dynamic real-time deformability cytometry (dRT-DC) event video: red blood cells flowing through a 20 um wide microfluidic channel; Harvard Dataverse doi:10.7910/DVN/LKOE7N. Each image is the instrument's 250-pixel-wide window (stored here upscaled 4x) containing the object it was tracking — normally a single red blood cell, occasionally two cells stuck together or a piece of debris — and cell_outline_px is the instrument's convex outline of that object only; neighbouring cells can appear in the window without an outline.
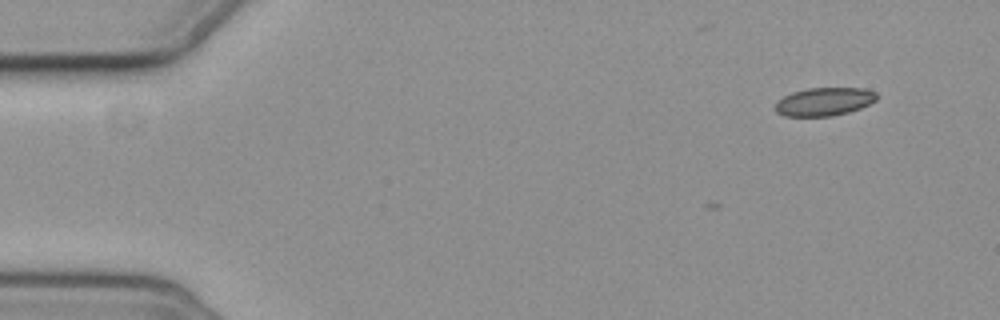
{"species": "common noctule bat (a hibernating species)", "species_latin": "Nyctalus noctula", "temperature_condition": "cold", "stored_images_in_passage": 5, "camera_frame_rate_fps": 3000, "um_per_image_px": 0.085, "animal": {"sex": "female", "body_mass_g": 19.3, "forearm_length_mm": 54.1}, "frame": {"image": 1, "passage_image": 1, "time_ms": 0.0, "image_size_px": [1000, 320], "cell_outline_px": [[880, 96], [876, 100], [860, 108], [848, 112], [832, 116], [784, 116], [776, 112], [776, 104], [784, 96], [792, 92], [808, 88], [864, 88], [876, 92]], "centroid_in_image_um": [70.09, 8.63], "position_along_channel_um": 14.9, "area_um2": 16.65}}
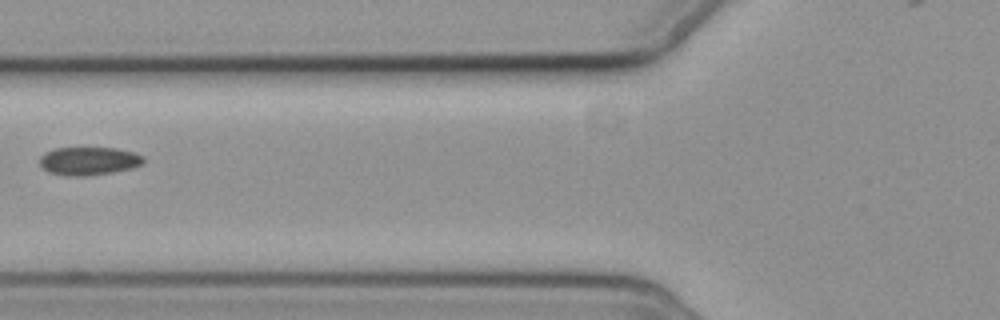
{"frame": {"image": 2, "passage_image": 5, "time_ms": 6.0, "image_size_px": [1000, 320], "cell_outline_px": [[144, 160], [140, 164], [132, 168], [112, 172], [84, 176], [68, 176], [48, 172], [40, 164], [40, 156], [44, 152], [56, 148], [116, 148], [132, 152], [144, 156]], "centroid_in_image_um": [7.52, 13.68], "position_along_channel_um": 118.3, "area_um2": 16.94}}